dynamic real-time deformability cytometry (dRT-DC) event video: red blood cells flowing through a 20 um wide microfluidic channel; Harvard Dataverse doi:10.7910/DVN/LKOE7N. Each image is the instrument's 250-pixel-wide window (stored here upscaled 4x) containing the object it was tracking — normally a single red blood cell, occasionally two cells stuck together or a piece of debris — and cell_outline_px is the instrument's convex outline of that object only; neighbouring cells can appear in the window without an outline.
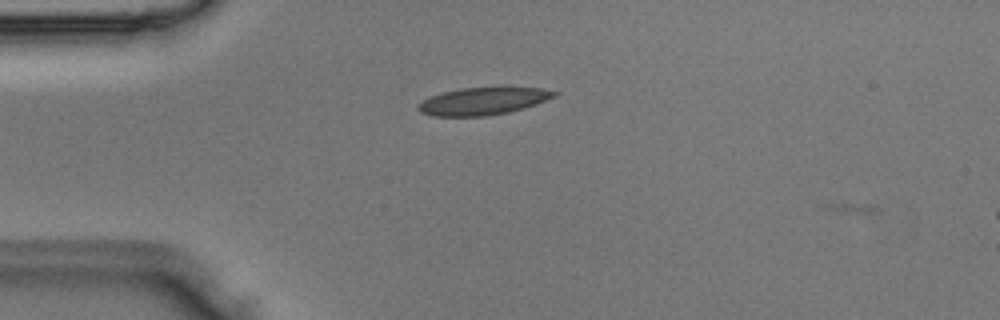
{"species": "Egyptian fruit bat (a non-hibernating species)", "species_latin": "Rousettus aegyptiacus", "temperature_condition": "room temperature", "stored_images_in_passage": 5, "camera_frame_rate_fps": 3000, "um_per_image_px": 0.085, "animal": {"sex": "male"}, "frame": {"image": 1, "passage_image": 4, "time_ms": 1.0, "image_size_px": [1000, 320], "cell_outline_px": [[560, 92], [556, 96], [536, 104], [524, 108], [508, 112], [488, 116], [432, 116], [420, 112], [416, 108], [424, 100], [432, 96], [444, 92], [460, 88], [504, 84], [540, 88]], "centroid_in_image_um": [41.15, 8.54], "position_along_channel_um": 43.9, "area_um2": 22.6}}